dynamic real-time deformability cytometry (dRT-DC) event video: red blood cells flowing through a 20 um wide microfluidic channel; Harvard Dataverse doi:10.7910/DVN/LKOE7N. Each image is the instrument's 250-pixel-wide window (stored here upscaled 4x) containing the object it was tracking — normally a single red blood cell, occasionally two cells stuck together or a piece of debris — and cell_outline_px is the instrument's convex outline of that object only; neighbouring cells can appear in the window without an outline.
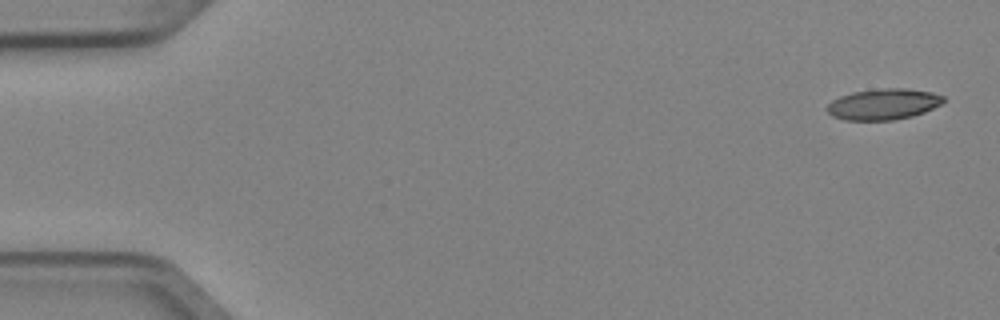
{"species": "Egyptian fruit bat (a non-hibernating species)", "species_latin": "Rousettus aegyptiacus", "temperature_condition": "cold", "stored_images_in_passage": 5, "camera_frame_rate_fps": 3000, "um_per_image_px": 0.085, "animal": {"sex": "female"}, "frame": {"image": 1, "passage_image": 1, "time_ms": 0.0, "image_size_px": [1000, 320], "cell_outline_px": [[944, 104], [924, 112], [912, 116], [892, 120], [844, 120], [832, 116], [828, 112], [828, 104], [832, 100], [840, 96], [852, 92], [884, 88], [904, 88], [932, 92], [944, 96]], "centroid_in_image_um": [75.12, 8.85], "position_along_channel_um": 9.9, "area_um2": 21.04}}
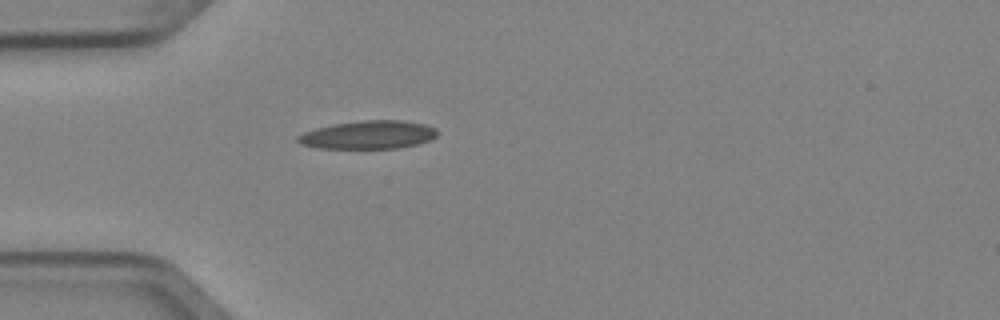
{"frame": {"image": 2, "passage_image": 5, "time_ms": 1.333, "image_size_px": [1000, 320], "cell_outline_px": [[440, 132], [432, 140], [400, 148], [316, 148], [300, 144], [296, 140], [296, 136], [304, 132], [316, 128], [332, 124], [364, 120], [400, 120], [424, 124], [436, 128]], "centroid_in_image_um": [31.31, 11.46], "position_along_channel_um": 53.7, "area_um2": 23.12}}